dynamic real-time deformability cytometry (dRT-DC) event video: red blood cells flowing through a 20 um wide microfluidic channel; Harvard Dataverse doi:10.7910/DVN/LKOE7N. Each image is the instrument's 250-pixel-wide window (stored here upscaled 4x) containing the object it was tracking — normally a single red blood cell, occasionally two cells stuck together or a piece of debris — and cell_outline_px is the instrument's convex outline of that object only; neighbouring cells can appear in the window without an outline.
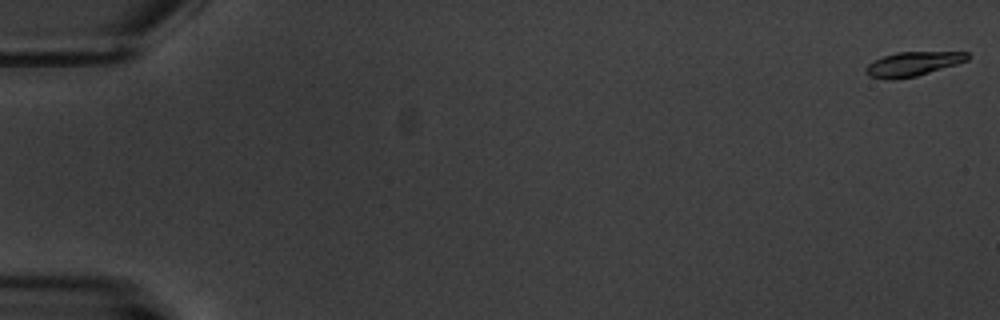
{"species": "common noctule bat (a hibernating species)", "species_latin": "Nyctalus noctula", "temperature_condition": "warm", "stored_images_in_passage": 4, "camera_frame_rate_fps": 3000, "um_per_image_px": 0.085, "animal": {"sex": "male", "body_mass_g": 20.1, "forearm_length_mm": 53.5}, "frame": {"image": 1, "passage_image": 1, "time_ms": 0.0, "image_size_px": [1000, 320], "cell_outline_px": [[968, 60], [956, 64], [916, 76], [892, 80], [868, 76], [864, 72], [864, 68], [868, 64], [884, 56], [896, 52], [968, 52]], "centroid_in_image_um": [77.54, 5.44], "position_along_channel_um": 7.5, "area_um2": 14.22}}